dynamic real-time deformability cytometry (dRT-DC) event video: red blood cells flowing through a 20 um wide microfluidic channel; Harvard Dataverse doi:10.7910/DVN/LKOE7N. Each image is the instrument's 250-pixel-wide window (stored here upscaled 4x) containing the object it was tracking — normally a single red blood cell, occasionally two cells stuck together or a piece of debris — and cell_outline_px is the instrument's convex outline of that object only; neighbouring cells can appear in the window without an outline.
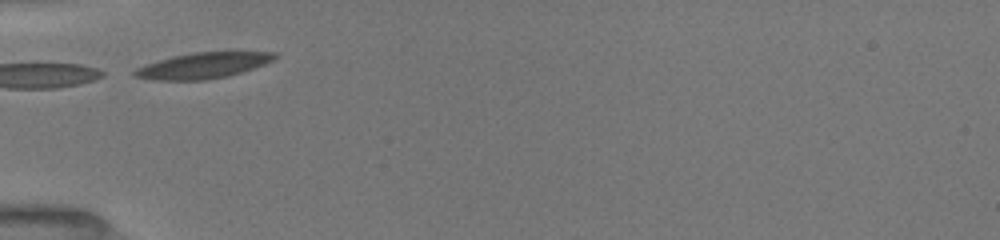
{"species": "common noctule bat (a hibernating species)", "species_latin": "Nyctalus noctula", "temperature_condition": "room temperature", "stored_images_in_passage": 46, "camera_frame_rate_fps": 3000, "um_per_image_px": 0.085, "animal": {"sex": "female", "body_mass_g": 19.5, "forearm_length_mm": 54.1}, "frame": {"image": 1, "passage_image": 1, "time_ms": 0.0, "image_size_px": [1000, 240], "cell_outline_px": [[280, 56], [264, 64], [228, 76], [204, 80], [152, 80], [136, 76], [132, 72], [136, 68], [172, 56], [192, 52], [276, 52]], "centroid_in_image_um": [17.27, 5.56], "position_along_channel_um": 67.7, "area_um2": 20.81}}
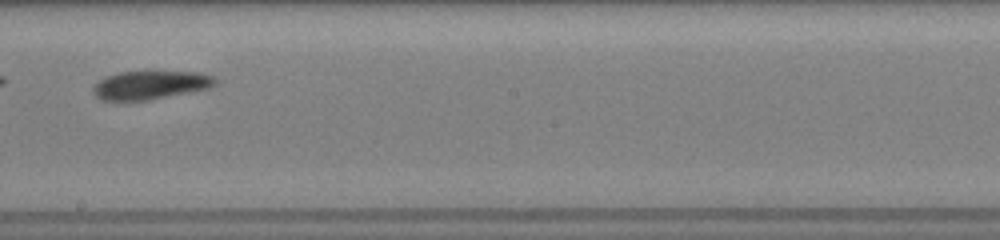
{"frame": {"image": 2, "passage_image": 18, "time_ms": 4.333, "image_size_px": [1000, 240], "cell_outline_px": [[216, 84], [208, 88], [148, 100], [100, 100], [92, 92], [92, 84], [104, 76], [120, 72], [144, 68], [200, 72], [216, 76]], "centroid_in_image_um": [12.76, 7.15], "position_along_channel_um": 235.4, "area_um2": 21.44}}
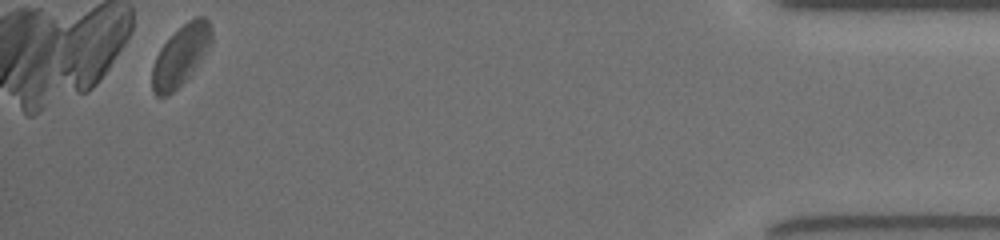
{"frame": {"image": 3, "passage_image": 43, "time_ms": 10.667, "image_size_px": [1000, 240], "cell_outline_px": [[212, 44], [188, 76], [172, 92], [164, 96], [156, 96], [152, 88], [152, 68], [156, 56], [160, 48], [188, 20], [196, 16], [204, 16], [208, 20], [212, 28]], "centroid_in_image_um": [15.38, 4.68], "position_along_channel_um": 419.8, "area_um2": 20.4}, "authors_computed_cell_mechanics": {"area_um2": 20.6635, "velocity_mm_per_s": 3.9337, "shape_relaxation_time_tau1_ms": 2.8933, "shape_relaxation_time_tau2_ms": 6.347, "deformation_change_tau1": 0.1101, "deformation_change_tau2": 0.0967}}